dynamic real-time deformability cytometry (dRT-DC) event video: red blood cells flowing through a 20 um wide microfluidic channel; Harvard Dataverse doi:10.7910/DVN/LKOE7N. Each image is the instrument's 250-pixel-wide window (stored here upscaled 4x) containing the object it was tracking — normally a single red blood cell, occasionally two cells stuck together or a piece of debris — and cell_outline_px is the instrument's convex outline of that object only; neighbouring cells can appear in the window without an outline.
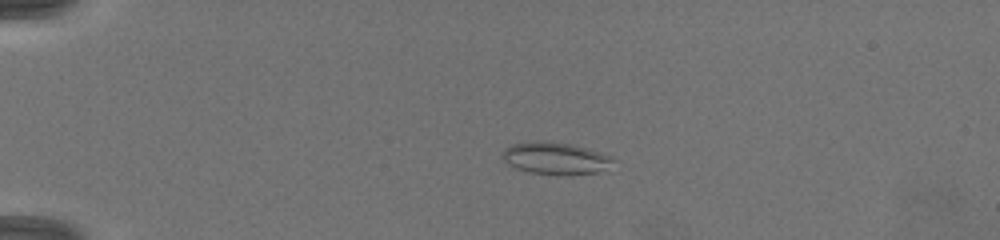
{"species": "common noctule bat (a hibernating species)", "species_latin": "Nyctalus noctula", "temperature_condition": "warm", "stored_images_in_passage": 30, "camera_frame_rate_fps": 3000, "um_per_image_px": 0.085, "animal": {"sex": "female", "body_mass_g": 19.5, "forearm_length_mm": 54.1}, "frame": {"image": 1, "passage_image": 1, "time_ms": 0.0, "image_size_px": [1000, 240], "cell_outline_px": [[612, 160], [600, 172], [568, 176], [564, 176], [528, 172], [516, 168], [508, 164], [504, 160], [504, 148], [512, 144], [536, 140], [548, 140], [572, 144], [588, 148], [612, 156]], "centroid_in_image_um": [47.19, 13.45], "position_along_channel_um": 37.8, "area_um2": 20.92}}
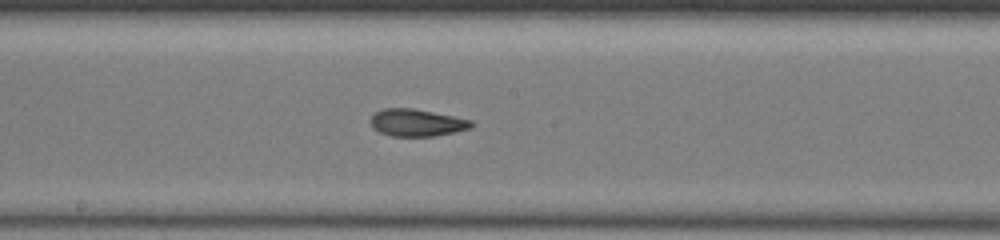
{"frame": {"image": 2, "passage_image": 14, "time_ms": 5.667, "image_size_px": [1000, 240], "cell_outline_px": [[476, 124], [472, 128], [436, 136], [392, 136], [380, 132], [372, 128], [368, 120], [376, 112], [384, 108], [412, 108], [472, 120]], "centroid_in_image_um": [35.42, 10.43], "position_along_channel_um": 212.8, "area_um2": 16.07}}
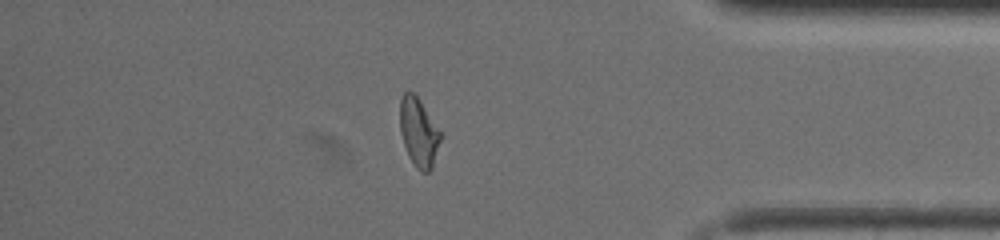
{"frame": {"image": 3, "passage_image": 26, "time_ms": 10.667, "image_size_px": [1000, 240], "cell_outline_px": [[440, 140], [432, 168], [428, 172], [420, 172], [416, 168], [408, 156], [400, 132], [400, 100], [404, 92], [412, 92], [420, 100], [440, 132]], "centroid_in_image_um": [35.56, 11.27], "position_along_channel_um": 399.6, "area_um2": 15.95}, "authors_computed_cell_mechanics": {"area_um2": 16.2418, "velocity_mm_per_s": 4.1828, "shape_relaxation_time_tau1_ms": null, "shape_relaxation_time_tau2_ms": 2.446, "deformation_change_tau1": null, "deformation_change_tau2": 0.0672}}